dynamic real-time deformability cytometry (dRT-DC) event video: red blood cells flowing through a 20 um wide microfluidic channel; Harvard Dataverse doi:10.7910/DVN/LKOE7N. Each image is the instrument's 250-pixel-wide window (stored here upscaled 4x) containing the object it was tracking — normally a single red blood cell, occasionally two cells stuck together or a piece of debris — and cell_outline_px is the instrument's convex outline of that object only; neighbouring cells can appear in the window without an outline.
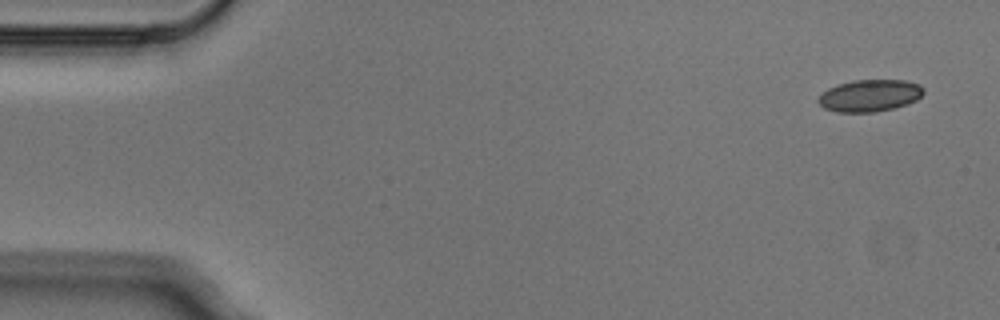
{"species": "Egyptian fruit bat (a non-hibernating species)", "species_latin": "Rousettus aegyptiacus", "temperature_condition": "cold", "stored_images_in_passage": 5, "camera_frame_rate_fps": 3000, "um_per_image_px": 0.085, "animal": {"sex": "male"}, "frame": {"image": 1, "passage_image": 1, "time_ms": 0.0, "image_size_px": [1000, 320], "cell_outline_px": [[924, 92], [916, 100], [908, 104], [892, 108], [872, 112], [836, 112], [824, 108], [816, 100], [828, 88], [852, 80], [904, 80], [920, 84], [924, 88]], "centroid_in_image_um": [73.94, 8.12], "position_along_channel_um": 11.1, "area_um2": 19.54}}
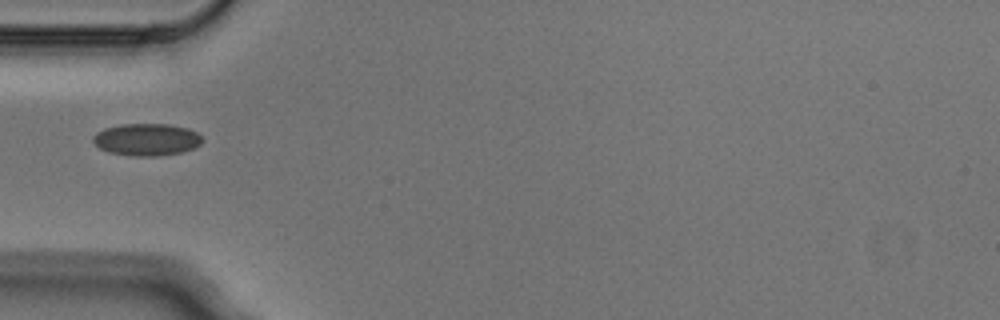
{"frame": {"image": 2, "passage_image": 4, "time_ms": 1.0, "image_size_px": [1000, 320], "cell_outline_px": [[204, 140], [200, 144], [192, 148], [180, 152], [156, 156], [132, 156], [108, 152], [100, 148], [92, 140], [92, 136], [96, 132], [104, 128], [120, 124], [168, 124], [188, 128], [196, 132]], "centroid_in_image_um": [12.43, 11.85], "position_along_channel_um": 72.6, "area_um2": 20.46}}
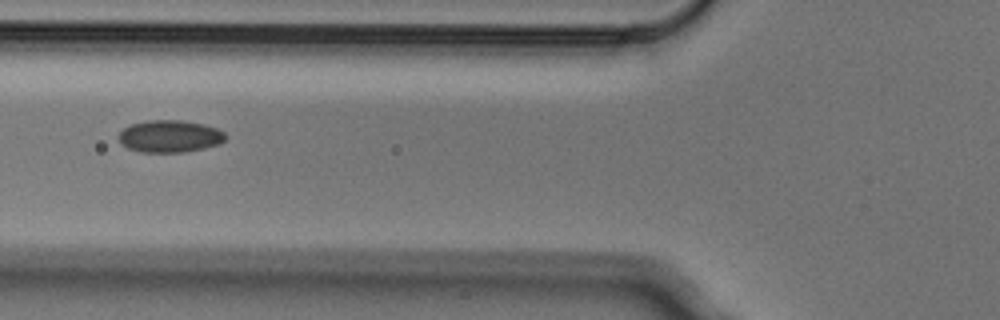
{"frame": {"image": 3, "passage_image": 5, "time_ms": 1.333, "image_size_px": [1000, 320], "cell_outline_px": [[228, 136], [220, 144], [204, 148], [184, 152], [140, 152], [128, 148], [120, 144], [120, 132], [128, 124], [148, 120], [180, 120], [204, 124], [216, 128], [224, 132]], "centroid_in_image_um": [14.44, 11.58], "position_along_channel_um": 111.4, "area_um2": 20.17}}